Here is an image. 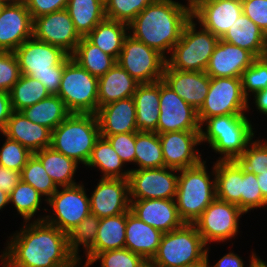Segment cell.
<instances>
[{"label": "cell", "mask_w": 267, "mask_h": 267, "mask_svg": "<svg viewBox=\"0 0 267 267\" xmlns=\"http://www.w3.org/2000/svg\"><path fill=\"white\" fill-rule=\"evenodd\" d=\"M28 223V224H27ZM0 255L2 267H80L67 234L43 221H23Z\"/></svg>", "instance_id": "6da1fadb"}, {"label": "cell", "mask_w": 267, "mask_h": 267, "mask_svg": "<svg viewBox=\"0 0 267 267\" xmlns=\"http://www.w3.org/2000/svg\"><path fill=\"white\" fill-rule=\"evenodd\" d=\"M190 19L191 11L186 5L174 0H156L130 22L128 34L166 58Z\"/></svg>", "instance_id": "7a4b0ae2"}, {"label": "cell", "mask_w": 267, "mask_h": 267, "mask_svg": "<svg viewBox=\"0 0 267 267\" xmlns=\"http://www.w3.org/2000/svg\"><path fill=\"white\" fill-rule=\"evenodd\" d=\"M14 54L21 74L41 81L51 95L58 94L64 66L71 56L61 48L34 37L23 42Z\"/></svg>", "instance_id": "3957f363"}, {"label": "cell", "mask_w": 267, "mask_h": 267, "mask_svg": "<svg viewBox=\"0 0 267 267\" xmlns=\"http://www.w3.org/2000/svg\"><path fill=\"white\" fill-rule=\"evenodd\" d=\"M200 126L201 143L207 142L219 153L220 161L236 160L255 137V128L246 114L207 118Z\"/></svg>", "instance_id": "277c9868"}, {"label": "cell", "mask_w": 267, "mask_h": 267, "mask_svg": "<svg viewBox=\"0 0 267 267\" xmlns=\"http://www.w3.org/2000/svg\"><path fill=\"white\" fill-rule=\"evenodd\" d=\"M205 164L203 160L196 166L178 170L175 202L180 218L187 224H193L216 198L214 165L210 175Z\"/></svg>", "instance_id": "5b68a950"}, {"label": "cell", "mask_w": 267, "mask_h": 267, "mask_svg": "<svg viewBox=\"0 0 267 267\" xmlns=\"http://www.w3.org/2000/svg\"><path fill=\"white\" fill-rule=\"evenodd\" d=\"M99 137L95 114L71 113L52 131L50 147L86 165Z\"/></svg>", "instance_id": "8992f818"}, {"label": "cell", "mask_w": 267, "mask_h": 267, "mask_svg": "<svg viewBox=\"0 0 267 267\" xmlns=\"http://www.w3.org/2000/svg\"><path fill=\"white\" fill-rule=\"evenodd\" d=\"M196 25L192 18L185 24L180 40L167 55L166 64L171 69L206 71L219 38L202 27L197 30Z\"/></svg>", "instance_id": "52a82bcc"}, {"label": "cell", "mask_w": 267, "mask_h": 267, "mask_svg": "<svg viewBox=\"0 0 267 267\" xmlns=\"http://www.w3.org/2000/svg\"><path fill=\"white\" fill-rule=\"evenodd\" d=\"M207 245L193 224L163 233L158 250L149 262L154 267H182L206 258Z\"/></svg>", "instance_id": "ba28073f"}, {"label": "cell", "mask_w": 267, "mask_h": 267, "mask_svg": "<svg viewBox=\"0 0 267 267\" xmlns=\"http://www.w3.org/2000/svg\"><path fill=\"white\" fill-rule=\"evenodd\" d=\"M70 113L96 114L98 110V78L92 76L74 59L64 66L57 94Z\"/></svg>", "instance_id": "9c48e42d"}, {"label": "cell", "mask_w": 267, "mask_h": 267, "mask_svg": "<svg viewBox=\"0 0 267 267\" xmlns=\"http://www.w3.org/2000/svg\"><path fill=\"white\" fill-rule=\"evenodd\" d=\"M82 183L58 187L46 202L53 209V214L40 216L35 221L44 220L66 234L73 230L90 214L89 197Z\"/></svg>", "instance_id": "30bf717a"}, {"label": "cell", "mask_w": 267, "mask_h": 267, "mask_svg": "<svg viewBox=\"0 0 267 267\" xmlns=\"http://www.w3.org/2000/svg\"><path fill=\"white\" fill-rule=\"evenodd\" d=\"M244 96L241 78H210V87L201 108L197 111L200 125L207 119L221 115L245 114L250 109Z\"/></svg>", "instance_id": "8fae6325"}, {"label": "cell", "mask_w": 267, "mask_h": 267, "mask_svg": "<svg viewBox=\"0 0 267 267\" xmlns=\"http://www.w3.org/2000/svg\"><path fill=\"white\" fill-rule=\"evenodd\" d=\"M117 63L140 84L154 83L162 80L166 58L128 34Z\"/></svg>", "instance_id": "7c38bea8"}, {"label": "cell", "mask_w": 267, "mask_h": 267, "mask_svg": "<svg viewBox=\"0 0 267 267\" xmlns=\"http://www.w3.org/2000/svg\"><path fill=\"white\" fill-rule=\"evenodd\" d=\"M244 214L237 205L215 198L193 225L206 245L225 242L237 236L239 219Z\"/></svg>", "instance_id": "4fadbf2b"}, {"label": "cell", "mask_w": 267, "mask_h": 267, "mask_svg": "<svg viewBox=\"0 0 267 267\" xmlns=\"http://www.w3.org/2000/svg\"><path fill=\"white\" fill-rule=\"evenodd\" d=\"M177 173V169L168 167L131 169L128 178L130 199H175Z\"/></svg>", "instance_id": "5bb4252c"}, {"label": "cell", "mask_w": 267, "mask_h": 267, "mask_svg": "<svg viewBox=\"0 0 267 267\" xmlns=\"http://www.w3.org/2000/svg\"><path fill=\"white\" fill-rule=\"evenodd\" d=\"M158 134L172 131H200L197 110L187 104L167 84L160 80Z\"/></svg>", "instance_id": "9a60e30c"}, {"label": "cell", "mask_w": 267, "mask_h": 267, "mask_svg": "<svg viewBox=\"0 0 267 267\" xmlns=\"http://www.w3.org/2000/svg\"><path fill=\"white\" fill-rule=\"evenodd\" d=\"M33 37L61 48L69 56L81 40L66 9L34 18Z\"/></svg>", "instance_id": "2e32d148"}, {"label": "cell", "mask_w": 267, "mask_h": 267, "mask_svg": "<svg viewBox=\"0 0 267 267\" xmlns=\"http://www.w3.org/2000/svg\"><path fill=\"white\" fill-rule=\"evenodd\" d=\"M165 167L177 170L200 164V131H172L159 134Z\"/></svg>", "instance_id": "e0dca14e"}, {"label": "cell", "mask_w": 267, "mask_h": 267, "mask_svg": "<svg viewBox=\"0 0 267 267\" xmlns=\"http://www.w3.org/2000/svg\"><path fill=\"white\" fill-rule=\"evenodd\" d=\"M91 194L90 214L98 218L115 216L130 210L128 179L101 178Z\"/></svg>", "instance_id": "ac0fdd59"}, {"label": "cell", "mask_w": 267, "mask_h": 267, "mask_svg": "<svg viewBox=\"0 0 267 267\" xmlns=\"http://www.w3.org/2000/svg\"><path fill=\"white\" fill-rule=\"evenodd\" d=\"M242 14V0H207L191 11V18L221 39Z\"/></svg>", "instance_id": "d6986e66"}, {"label": "cell", "mask_w": 267, "mask_h": 267, "mask_svg": "<svg viewBox=\"0 0 267 267\" xmlns=\"http://www.w3.org/2000/svg\"><path fill=\"white\" fill-rule=\"evenodd\" d=\"M33 37V19L24 2L4 5L0 14V51L14 52Z\"/></svg>", "instance_id": "ffe728a7"}, {"label": "cell", "mask_w": 267, "mask_h": 267, "mask_svg": "<svg viewBox=\"0 0 267 267\" xmlns=\"http://www.w3.org/2000/svg\"><path fill=\"white\" fill-rule=\"evenodd\" d=\"M130 212L162 233L185 224L178 214L175 199H130Z\"/></svg>", "instance_id": "44dd1931"}, {"label": "cell", "mask_w": 267, "mask_h": 267, "mask_svg": "<svg viewBox=\"0 0 267 267\" xmlns=\"http://www.w3.org/2000/svg\"><path fill=\"white\" fill-rule=\"evenodd\" d=\"M162 81L197 111L210 87V77L201 71H179L165 65Z\"/></svg>", "instance_id": "7402d4cb"}, {"label": "cell", "mask_w": 267, "mask_h": 267, "mask_svg": "<svg viewBox=\"0 0 267 267\" xmlns=\"http://www.w3.org/2000/svg\"><path fill=\"white\" fill-rule=\"evenodd\" d=\"M255 59L250 51L219 39L205 72L210 78H241L243 71Z\"/></svg>", "instance_id": "603a6c76"}, {"label": "cell", "mask_w": 267, "mask_h": 267, "mask_svg": "<svg viewBox=\"0 0 267 267\" xmlns=\"http://www.w3.org/2000/svg\"><path fill=\"white\" fill-rule=\"evenodd\" d=\"M100 135L138 132L133 97L120 99L100 107L96 112Z\"/></svg>", "instance_id": "cb8c5ba5"}, {"label": "cell", "mask_w": 267, "mask_h": 267, "mask_svg": "<svg viewBox=\"0 0 267 267\" xmlns=\"http://www.w3.org/2000/svg\"><path fill=\"white\" fill-rule=\"evenodd\" d=\"M0 134L19 142L33 154L51 146L52 131L33 123L21 112L11 113L5 129Z\"/></svg>", "instance_id": "d4e9b609"}, {"label": "cell", "mask_w": 267, "mask_h": 267, "mask_svg": "<svg viewBox=\"0 0 267 267\" xmlns=\"http://www.w3.org/2000/svg\"><path fill=\"white\" fill-rule=\"evenodd\" d=\"M162 234L160 230L137 218L130 210L127 212L125 248L139 254L146 262L149 263L155 256Z\"/></svg>", "instance_id": "484cf974"}, {"label": "cell", "mask_w": 267, "mask_h": 267, "mask_svg": "<svg viewBox=\"0 0 267 267\" xmlns=\"http://www.w3.org/2000/svg\"><path fill=\"white\" fill-rule=\"evenodd\" d=\"M140 83L116 63L98 78V109L108 103L133 97Z\"/></svg>", "instance_id": "4316f807"}, {"label": "cell", "mask_w": 267, "mask_h": 267, "mask_svg": "<svg viewBox=\"0 0 267 267\" xmlns=\"http://www.w3.org/2000/svg\"><path fill=\"white\" fill-rule=\"evenodd\" d=\"M133 99L136 106L137 130L155 132L160 113V81L139 84Z\"/></svg>", "instance_id": "83f0119b"}, {"label": "cell", "mask_w": 267, "mask_h": 267, "mask_svg": "<svg viewBox=\"0 0 267 267\" xmlns=\"http://www.w3.org/2000/svg\"><path fill=\"white\" fill-rule=\"evenodd\" d=\"M221 40L250 51L256 58L263 57L267 35L247 16L242 14Z\"/></svg>", "instance_id": "f1b7e54d"}, {"label": "cell", "mask_w": 267, "mask_h": 267, "mask_svg": "<svg viewBox=\"0 0 267 267\" xmlns=\"http://www.w3.org/2000/svg\"><path fill=\"white\" fill-rule=\"evenodd\" d=\"M127 212L100 218L94 246L85 254V267L98 253L125 248Z\"/></svg>", "instance_id": "f546056e"}, {"label": "cell", "mask_w": 267, "mask_h": 267, "mask_svg": "<svg viewBox=\"0 0 267 267\" xmlns=\"http://www.w3.org/2000/svg\"><path fill=\"white\" fill-rule=\"evenodd\" d=\"M216 198L241 209V166L236 160L214 162Z\"/></svg>", "instance_id": "4dcf8cb0"}, {"label": "cell", "mask_w": 267, "mask_h": 267, "mask_svg": "<svg viewBox=\"0 0 267 267\" xmlns=\"http://www.w3.org/2000/svg\"><path fill=\"white\" fill-rule=\"evenodd\" d=\"M127 35V24L106 18L98 23L86 38L104 53L118 60Z\"/></svg>", "instance_id": "1f68e13d"}, {"label": "cell", "mask_w": 267, "mask_h": 267, "mask_svg": "<svg viewBox=\"0 0 267 267\" xmlns=\"http://www.w3.org/2000/svg\"><path fill=\"white\" fill-rule=\"evenodd\" d=\"M34 155L41 161L47 174L57 187L78 184L74 180V174L77 171L79 163L75 160L68 158L52 147H46L35 152Z\"/></svg>", "instance_id": "d6a6232c"}, {"label": "cell", "mask_w": 267, "mask_h": 267, "mask_svg": "<svg viewBox=\"0 0 267 267\" xmlns=\"http://www.w3.org/2000/svg\"><path fill=\"white\" fill-rule=\"evenodd\" d=\"M66 10L81 37H86L98 23L106 19L105 0H69Z\"/></svg>", "instance_id": "836d02e7"}, {"label": "cell", "mask_w": 267, "mask_h": 267, "mask_svg": "<svg viewBox=\"0 0 267 267\" xmlns=\"http://www.w3.org/2000/svg\"><path fill=\"white\" fill-rule=\"evenodd\" d=\"M124 165L109 141L100 136L85 166L99 168L103 173L101 178L128 179L131 170H123Z\"/></svg>", "instance_id": "e575fe53"}, {"label": "cell", "mask_w": 267, "mask_h": 267, "mask_svg": "<svg viewBox=\"0 0 267 267\" xmlns=\"http://www.w3.org/2000/svg\"><path fill=\"white\" fill-rule=\"evenodd\" d=\"M33 123L45 126L53 131L71 113L58 95H49L38 103L20 111Z\"/></svg>", "instance_id": "d590c367"}, {"label": "cell", "mask_w": 267, "mask_h": 267, "mask_svg": "<svg viewBox=\"0 0 267 267\" xmlns=\"http://www.w3.org/2000/svg\"><path fill=\"white\" fill-rule=\"evenodd\" d=\"M71 57L92 76L97 78L103 76L117 63L114 57L104 53L86 37H81Z\"/></svg>", "instance_id": "8d00e7d4"}, {"label": "cell", "mask_w": 267, "mask_h": 267, "mask_svg": "<svg viewBox=\"0 0 267 267\" xmlns=\"http://www.w3.org/2000/svg\"><path fill=\"white\" fill-rule=\"evenodd\" d=\"M135 169L165 167L159 134L156 132H135Z\"/></svg>", "instance_id": "74e56055"}, {"label": "cell", "mask_w": 267, "mask_h": 267, "mask_svg": "<svg viewBox=\"0 0 267 267\" xmlns=\"http://www.w3.org/2000/svg\"><path fill=\"white\" fill-rule=\"evenodd\" d=\"M9 94L12 110L15 112H20L50 95L41 81L23 74L13 85Z\"/></svg>", "instance_id": "f35d334b"}, {"label": "cell", "mask_w": 267, "mask_h": 267, "mask_svg": "<svg viewBox=\"0 0 267 267\" xmlns=\"http://www.w3.org/2000/svg\"><path fill=\"white\" fill-rule=\"evenodd\" d=\"M99 224L100 218L96 215L89 214L67 234L68 248L70 253L78 260L79 264L81 261L80 254L78 253L79 247L82 245L86 254L94 246Z\"/></svg>", "instance_id": "ab89813d"}, {"label": "cell", "mask_w": 267, "mask_h": 267, "mask_svg": "<svg viewBox=\"0 0 267 267\" xmlns=\"http://www.w3.org/2000/svg\"><path fill=\"white\" fill-rule=\"evenodd\" d=\"M42 197L33 186L21 180L9 195V203L13 204L24 222L35 221L34 216L41 208ZM33 217L34 219H32Z\"/></svg>", "instance_id": "60d3db41"}, {"label": "cell", "mask_w": 267, "mask_h": 267, "mask_svg": "<svg viewBox=\"0 0 267 267\" xmlns=\"http://www.w3.org/2000/svg\"><path fill=\"white\" fill-rule=\"evenodd\" d=\"M21 180L33 186L45 202L57 191L58 187L47 174L41 161L33 154L21 171Z\"/></svg>", "instance_id": "b9f144b4"}, {"label": "cell", "mask_w": 267, "mask_h": 267, "mask_svg": "<svg viewBox=\"0 0 267 267\" xmlns=\"http://www.w3.org/2000/svg\"><path fill=\"white\" fill-rule=\"evenodd\" d=\"M156 0H105L106 18L127 25Z\"/></svg>", "instance_id": "7bdbcfd3"}, {"label": "cell", "mask_w": 267, "mask_h": 267, "mask_svg": "<svg viewBox=\"0 0 267 267\" xmlns=\"http://www.w3.org/2000/svg\"><path fill=\"white\" fill-rule=\"evenodd\" d=\"M263 207H267V200L261 193L256 175L241 167V210L247 214Z\"/></svg>", "instance_id": "ee69618b"}, {"label": "cell", "mask_w": 267, "mask_h": 267, "mask_svg": "<svg viewBox=\"0 0 267 267\" xmlns=\"http://www.w3.org/2000/svg\"><path fill=\"white\" fill-rule=\"evenodd\" d=\"M97 261H101L100 267H144L148 263L127 248L98 253L85 267H90Z\"/></svg>", "instance_id": "f6af8a7d"}, {"label": "cell", "mask_w": 267, "mask_h": 267, "mask_svg": "<svg viewBox=\"0 0 267 267\" xmlns=\"http://www.w3.org/2000/svg\"><path fill=\"white\" fill-rule=\"evenodd\" d=\"M241 84L244 96L249 100V95L267 88V60L257 57L241 75ZM252 94V95H251Z\"/></svg>", "instance_id": "bcb514c9"}, {"label": "cell", "mask_w": 267, "mask_h": 267, "mask_svg": "<svg viewBox=\"0 0 267 267\" xmlns=\"http://www.w3.org/2000/svg\"><path fill=\"white\" fill-rule=\"evenodd\" d=\"M261 141V142H260ZM238 164L248 172L259 175L267 170V141L252 140L244 152L236 159Z\"/></svg>", "instance_id": "7dc6e473"}, {"label": "cell", "mask_w": 267, "mask_h": 267, "mask_svg": "<svg viewBox=\"0 0 267 267\" xmlns=\"http://www.w3.org/2000/svg\"><path fill=\"white\" fill-rule=\"evenodd\" d=\"M5 138L0 149V165L21 172L33 153L19 142L9 139L7 136Z\"/></svg>", "instance_id": "c3c4849f"}, {"label": "cell", "mask_w": 267, "mask_h": 267, "mask_svg": "<svg viewBox=\"0 0 267 267\" xmlns=\"http://www.w3.org/2000/svg\"><path fill=\"white\" fill-rule=\"evenodd\" d=\"M20 76V67L14 52L0 51V91L9 92Z\"/></svg>", "instance_id": "681fc988"}, {"label": "cell", "mask_w": 267, "mask_h": 267, "mask_svg": "<svg viewBox=\"0 0 267 267\" xmlns=\"http://www.w3.org/2000/svg\"><path fill=\"white\" fill-rule=\"evenodd\" d=\"M100 136L109 141L124 164H135V132Z\"/></svg>", "instance_id": "f907efd6"}, {"label": "cell", "mask_w": 267, "mask_h": 267, "mask_svg": "<svg viewBox=\"0 0 267 267\" xmlns=\"http://www.w3.org/2000/svg\"><path fill=\"white\" fill-rule=\"evenodd\" d=\"M242 10L267 35V0H242Z\"/></svg>", "instance_id": "816d5d0a"}, {"label": "cell", "mask_w": 267, "mask_h": 267, "mask_svg": "<svg viewBox=\"0 0 267 267\" xmlns=\"http://www.w3.org/2000/svg\"><path fill=\"white\" fill-rule=\"evenodd\" d=\"M69 0H24L32 19L66 9Z\"/></svg>", "instance_id": "f5cc1de1"}, {"label": "cell", "mask_w": 267, "mask_h": 267, "mask_svg": "<svg viewBox=\"0 0 267 267\" xmlns=\"http://www.w3.org/2000/svg\"><path fill=\"white\" fill-rule=\"evenodd\" d=\"M21 181V172L0 165V190L10 195Z\"/></svg>", "instance_id": "db71d44e"}, {"label": "cell", "mask_w": 267, "mask_h": 267, "mask_svg": "<svg viewBox=\"0 0 267 267\" xmlns=\"http://www.w3.org/2000/svg\"><path fill=\"white\" fill-rule=\"evenodd\" d=\"M12 112L9 92L0 91V133L5 129Z\"/></svg>", "instance_id": "11a10c76"}, {"label": "cell", "mask_w": 267, "mask_h": 267, "mask_svg": "<svg viewBox=\"0 0 267 267\" xmlns=\"http://www.w3.org/2000/svg\"><path fill=\"white\" fill-rule=\"evenodd\" d=\"M244 262L242 260V257H239L237 254L234 253V251L229 252L221 257L218 262L215 263V265H212L208 267H244Z\"/></svg>", "instance_id": "9f6ffc18"}, {"label": "cell", "mask_w": 267, "mask_h": 267, "mask_svg": "<svg viewBox=\"0 0 267 267\" xmlns=\"http://www.w3.org/2000/svg\"><path fill=\"white\" fill-rule=\"evenodd\" d=\"M252 97L257 111L259 110L262 115L265 114L267 117V88L254 93Z\"/></svg>", "instance_id": "6f0895ef"}, {"label": "cell", "mask_w": 267, "mask_h": 267, "mask_svg": "<svg viewBox=\"0 0 267 267\" xmlns=\"http://www.w3.org/2000/svg\"><path fill=\"white\" fill-rule=\"evenodd\" d=\"M256 177L261 193L263 197L267 200V170L265 172H260V174L256 175Z\"/></svg>", "instance_id": "680465c9"}, {"label": "cell", "mask_w": 267, "mask_h": 267, "mask_svg": "<svg viewBox=\"0 0 267 267\" xmlns=\"http://www.w3.org/2000/svg\"><path fill=\"white\" fill-rule=\"evenodd\" d=\"M249 267H267V263L252 251L251 258L249 260Z\"/></svg>", "instance_id": "91938a15"}, {"label": "cell", "mask_w": 267, "mask_h": 267, "mask_svg": "<svg viewBox=\"0 0 267 267\" xmlns=\"http://www.w3.org/2000/svg\"><path fill=\"white\" fill-rule=\"evenodd\" d=\"M208 253H209V247H207L206 258L205 259H203L201 261H198V262L191 263V264H186V265H184L182 267H208L209 266Z\"/></svg>", "instance_id": "94428289"}, {"label": "cell", "mask_w": 267, "mask_h": 267, "mask_svg": "<svg viewBox=\"0 0 267 267\" xmlns=\"http://www.w3.org/2000/svg\"><path fill=\"white\" fill-rule=\"evenodd\" d=\"M9 204V195L0 190V210Z\"/></svg>", "instance_id": "6125c7cd"}, {"label": "cell", "mask_w": 267, "mask_h": 267, "mask_svg": "<svg viewBox=\"0 0 267 267\" xmlns=\"http://www.w3.org/2000/svg\"><path fill=\"white\" fill-rule=\"evenodd\" d=\"M188 2V4H186L187 6V8L190 10V11H192V10H194L199 4H201L202 2H204V1H207V0H187Z\"/></svg>", "instance_id": "be15d7a7"}, {"label": "cell", "mask_w": 267, "mask_h": 267, "mask_svg": "<svg viewBox=\"0 0 267 267\" xmlns=\"http://www.w3.org/2000/svg\"><path fill=\"white\" fill-rule=\"evenodd\" d=\"M19 2H24V0H0V3L7 5V4H15Z\"/></svg>", "instance_id": "e7e4bbea"}, {"label": "cell", "mask_w": 267, "mask_h": 267, "mask_svg": "<svg viewBox=\"0 0 267 267\" xmlns=\"http://www.w3.org/2000/svg\"><path fill=\"white\" fill-rule=\"evenodd\" d=\"M264 57H265V59L267 60V45H266V47H265Z\"/></svg>", "instance_id": "03108f58"}, {"label": "cell", "mask_w": 267, "mask_h": 267, "mask_svg": "<svg viewBox=\"0 0 267 267\" xmlns=\"http://www.w3.org/2000/svg\"><path fill=\"white\" fill-rule=\"evenodd\" d=\"M3 7H4V4L0 3V14H1L2 10H3Z\"/></svg>", "instance_id": "003e7915"}, {"label": "cell", "mask_w": 267, "mask_h": 267, "mask_svg": "<svg viewBox=\"0 0 267 267\" xmlns=\"http://www.w3.org/2000/svg\"><path fill=\"white\" fill-rule=\"evenodd\" d=\"M144 267H154V266L151 265L150 263H147Z\"/></svg>", "instance_id": "a7ac6f4b"}]
</instances>
